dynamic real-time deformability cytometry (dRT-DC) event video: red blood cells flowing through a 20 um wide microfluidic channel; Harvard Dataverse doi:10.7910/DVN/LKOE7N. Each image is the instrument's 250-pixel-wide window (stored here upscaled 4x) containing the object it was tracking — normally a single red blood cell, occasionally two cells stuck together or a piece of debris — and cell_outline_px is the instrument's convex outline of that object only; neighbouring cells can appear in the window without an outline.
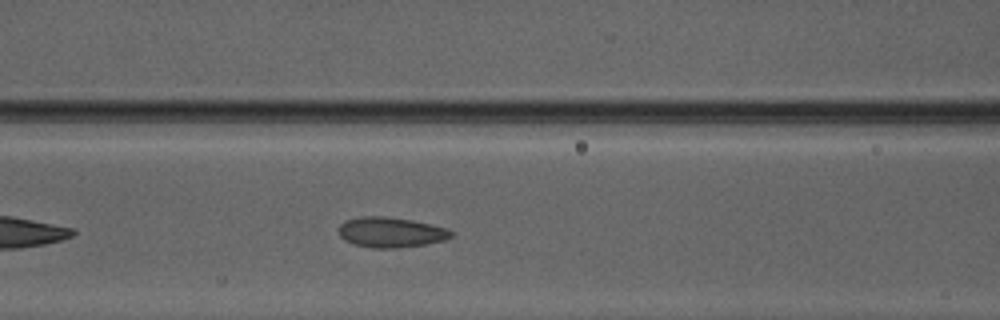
{"species": "Egyptian fruit bat (a non-hibernating species)", "species_latin": "Rousettus aegyptiacus", "temperature_condition": "warm", "stored_images_in_passage": 30, "camera_frame_rate_fps": 3000, "um_per_image_px": 0.085, "animal": {"sex": "male"}, "frame": {"image": 1, "passage_image": 8, "time_ms": 2.333, "image_size_px": [1000, 320], "cell_outline_px": [[452, 236], [444, 240], [424, 244], [396, 248], [372, 248], [356, 244], [344, 240], [340, 236], [340, 224], [344, 220], [360, 216], [388, 216], [412, 220], [448, 228], [452, 232]], "centroid_in_image_um": [33.21, 19.73], "position_along_channel_um": 133.4, "area_um2": 19.77}}
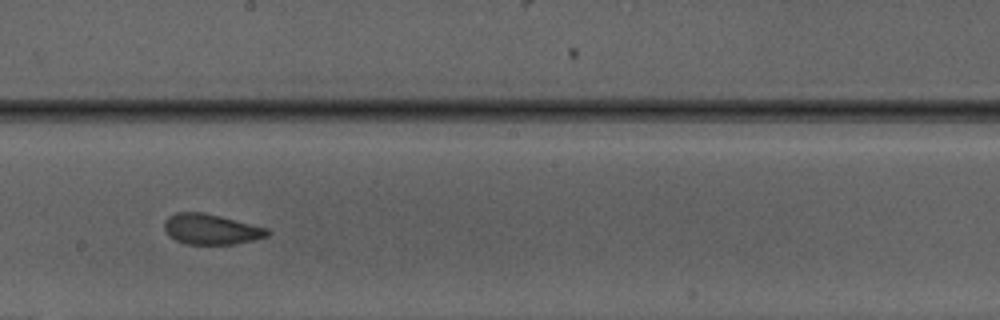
{"frame": {"image": 2, "passage_image": 15, "time_ms": 4.667, "image_size_px": [1000, 320], "cell_outline_px": [[272, 232], [268, 236], [236, 244], [184, 244], [176, 240], [164, 228], [164, 220], [168, 216], [176, 212], [204, 212], [268, 228]], "centroid_in_image_um": [17.96, 19.48], "position_along_channel_um": 230.2, "area_um2": 18.26}}
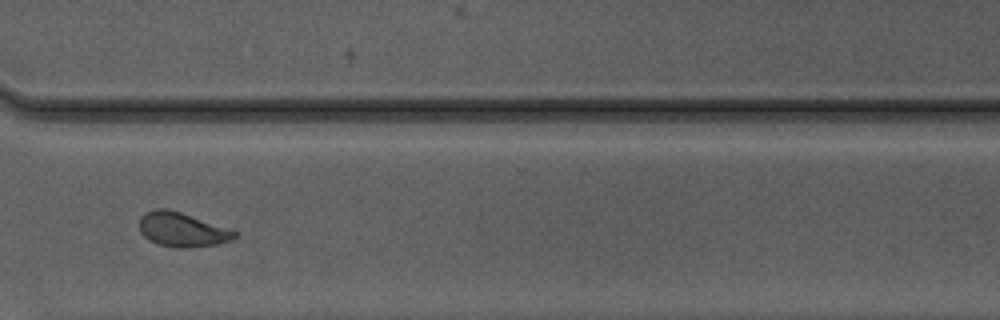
{"frame": {"image": 3, "passage_image": 24, "time_ms": 7.667, "image_size_px": [1000, 320], "cell_outline_px": [[240, 232], [232, 240], [216, 244], [188, 248], [180, 248], [156, 244], [148, 240], [140, 232], [140, 216], [144, 212], [156, 208], [168, 208]], "centroid_in_image_um": [15.46, 19.51], "position_along_channel_um": 355.1, "area_um2": 19.13}, "authors_computed_cell_mechanics": {"area_um2": 18.9873, "velocity_mm_per_s": 4.1635, "shape_relaxation_time_tau1_ms": 11.3601, "shape_relaxation_time_tau2_ms": 1.1926, "deformation_change_tau1": 0.2118, "deformation_change_tau2": 0.0843}}